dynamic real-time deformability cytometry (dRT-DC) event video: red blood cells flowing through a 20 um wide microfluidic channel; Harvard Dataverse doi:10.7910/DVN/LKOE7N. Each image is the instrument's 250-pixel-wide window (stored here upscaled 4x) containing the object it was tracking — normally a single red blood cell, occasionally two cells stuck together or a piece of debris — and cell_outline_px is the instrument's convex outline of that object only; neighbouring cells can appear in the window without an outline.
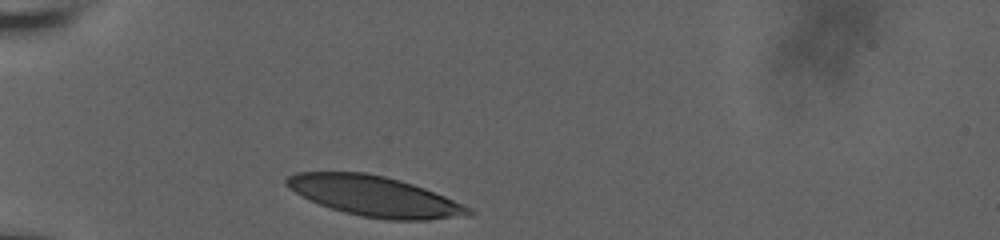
{"species": "human", "species_latin": "Homo sapiens", "temperature_condition": "room temperature", "stored_images_in_passage": 14, "camera_frame_rate_fps": 3000, "um_per_image_px": 0.085, "donor": {"sex": "male"}, "frame": {"image": 1, "passage_image": 1, "time_ms": 0.0, "image_size_px": [1000, 240], "cell_outline_px": [[476, 212], [472, 216], [428, 220], [388, 220], [360, 216], [344, 212], [320, 204], [288, 188], [284, 184], [284, 180], [288, 176], [296, 172], [364, 172], [384, 176], [400, 180], [424, 188], [444, 196], [472, 208]], "centroid_in_image_um": [31.89, 16.69], "position_along_channel_um": 53.1, "area_um2": 42.66}}
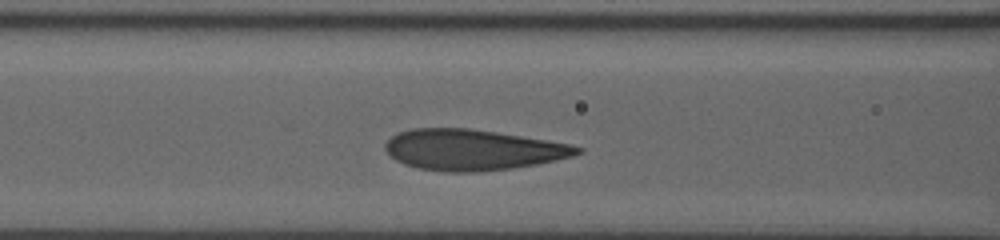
{"frame": {"image": 2, "passage_image": 8, "time_ms": 2.667, "image_size_px": [1000, 240], "cell_outline_px": [[584, 152], [572, 156], [556, 160], [536, 164], [480, 172], [444, 172], [416, 168], [404, 164], [396, 160], [384, 148], [384, 144], [392, 136], [400, 132], [412, 128], [468, 128], [496, 132], [568, 144], [584, 148]], "centroid_in_image_um": [40.14, 12.74], "position_along_channel_um": 126.5, "area_um2": 45.37}}
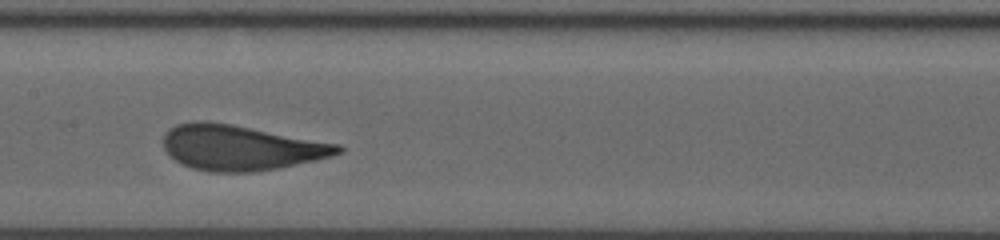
{"frame": {"image": 3, "passage_image": 12, "time_ms": 4.333, "image_size_px": [1000, 240], "cell_outline_px": [[344, 152], [332, 156], [316, 160], [280, 168], [256, 172], [208, 172], [192, 168], [180, 164], [164, 148], [164, 136], [168, 128], [176, 124], [196, 120], [204, 120], [232, 124], [340, 144], [344, 148]], "centroid_in_image_um": [20.47, 12.55], "position_along_channel_um": 186.9, "area_um2": 46.36}}